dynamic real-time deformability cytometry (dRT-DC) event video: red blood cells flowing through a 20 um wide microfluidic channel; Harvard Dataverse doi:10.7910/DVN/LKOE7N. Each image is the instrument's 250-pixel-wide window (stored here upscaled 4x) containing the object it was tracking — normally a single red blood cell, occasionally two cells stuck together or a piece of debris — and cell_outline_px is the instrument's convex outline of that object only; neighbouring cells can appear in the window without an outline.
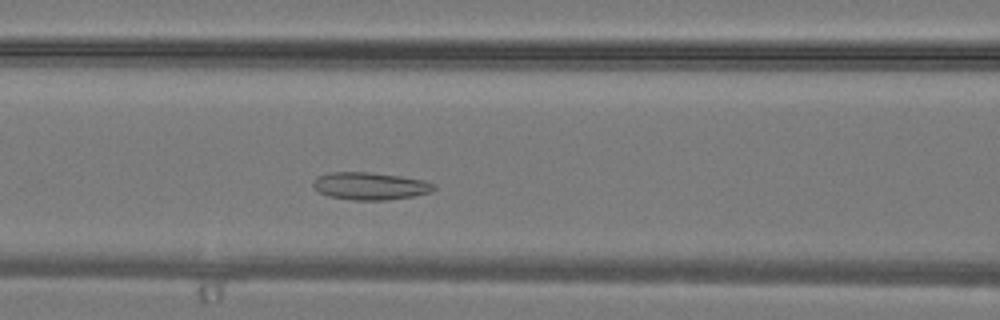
{"species": "common noctule bat (a hibernating species)", "species_latin": "Nyctalus noctula", "temperature_condition": "warm", "stored_images_in_passage": 29, "camera_frame_rate_fps": 3000, "um_per_image_px": 0.085, "animal": {"sex": "male", "body_mass_g": 19.2, "forearm_length_mm": 51.8}, "frame": {"image": 1, "passage_image": 9, "time_ms": 2.667, "image_size_px": [1000, 320], "cell_outline_px": [[436, 188], [432, 192], [412, 196], [388, 200], [352, 200], [328, 196], [320, 192], [312, 184], [312, 180], [316, 176], [332, 172], [368, 172], [400, 176], [424, 180], [436, 184]], "centroid_in_image_um": [31.47, 15.81], "position_along_channel_um": 135.1, "area_um2": 19.42}}
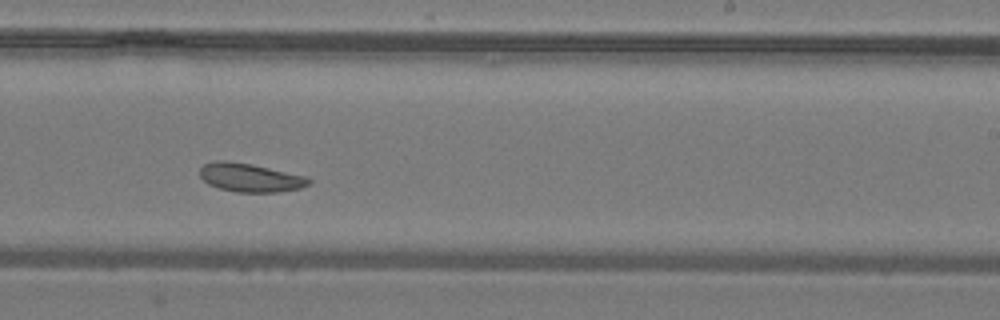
{"frame": {"image": 2, "passage_image": 16, "time_ms": 5.0, "image_size_px": [1000, 320], "cell_outline_px": [[312, 184], [300, 188], [280, 192], [236, 192], [220, 188], [208, 184], [200, 176], [200, 168], [204, 164], [212, 160], [228, 160], [252, 164], [308, 176], [312, 180]], "centroid_in_image_um": [21.3, 15.08], "position_along_channel_um": 267.7, "area_um2": 18.44}}
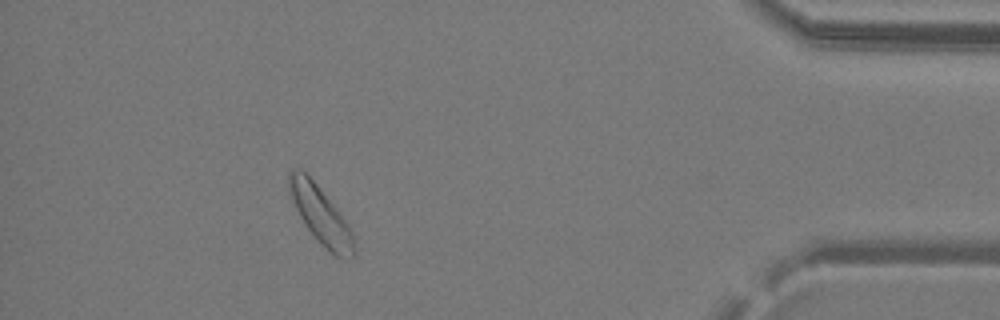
{"frame": {"image": 3, "passage_image": 26, "time_ms": 8.333, "image_size_px": [1000, 320], "cell_outline_px": [[356, 256], [336, 256], [328, 252], [320, 244], [304, 224], [288, 192], [288, 172], [292, 168], [300, 168], [316, 184], [348, 224], [352, 232], [356, 248]], "centroid_in_image_um": [27.23, 18.29], "position_along_channel_um": 408.0, "area_um2": 21.44}}